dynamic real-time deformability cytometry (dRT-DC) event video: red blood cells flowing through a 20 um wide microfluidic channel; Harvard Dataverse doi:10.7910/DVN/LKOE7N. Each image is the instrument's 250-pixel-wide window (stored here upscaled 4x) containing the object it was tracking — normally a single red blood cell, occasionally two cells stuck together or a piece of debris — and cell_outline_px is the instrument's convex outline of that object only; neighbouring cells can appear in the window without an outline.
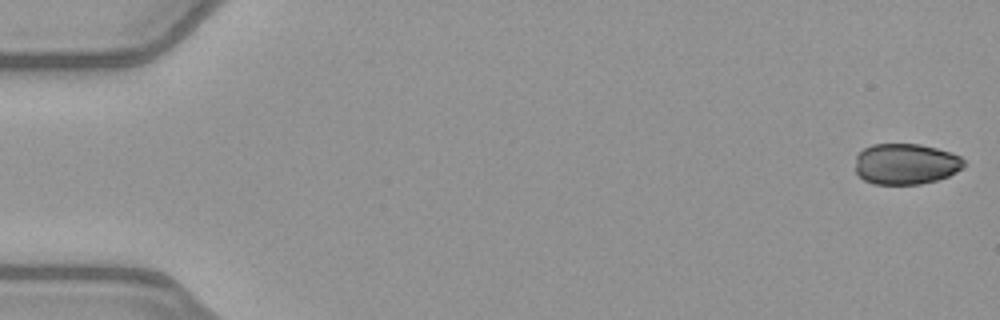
{"species": "common noctule bat (a hibernating species)", "species_latin": "Nyctalus noctula", "temperature_condition": "warm", "stored_images_in_passage": 51, "camera_frame_rate_fps": 3000, "um_per_image_px": 0.085, "animal": {"sex": "female", "body_mass_g": 21.9}, "frame": {"image": 1, "passage_image": 1, "time_ms": 0.0, "image_size_px": [1000, 320], "cell_outline_px": [[964, 168], [948, 176], [936, 180], [920, 184], [872, 184], [864, 180], [856, 172], [856, 156], [864, 148], [872, 144], [920, 144], [952, 152], [960, 156], [964, 160]], "centroid_in_image_um": [77.0, 13.93], "position_along_channel_um": 8.0, "area_um2": 26.01}}
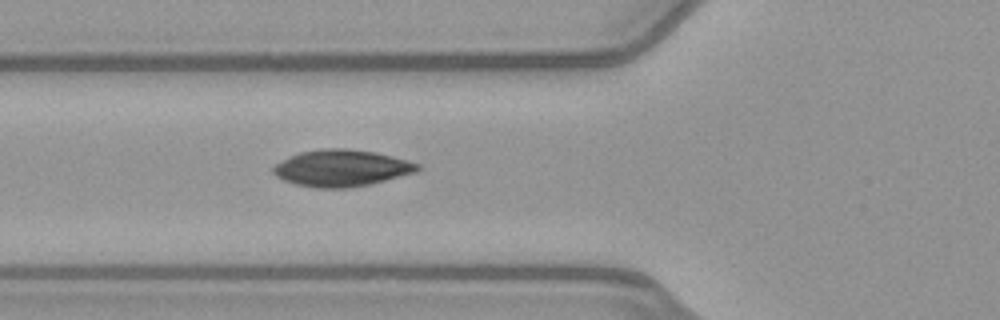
{"frame": {"image": 2, "passage_image": 19, "time_ms": 6.0, "image_size_px": [1000, 320], "cell_outline_px": [[420, 168], [416, 172], [368, 184], [348, 188], [316, 188], [296, 184], [284, 180], [276, 176], [272, 172], [272, 168], [276, 164], [288, 156], [300, 152], [324, 148], [344, 148], [376, 152], [392, 156], [420, 164]], "centroid_in_image_um": [29.0, 14.28], "position_along_channel_um": 96.8, "area_um2": 30.69}}
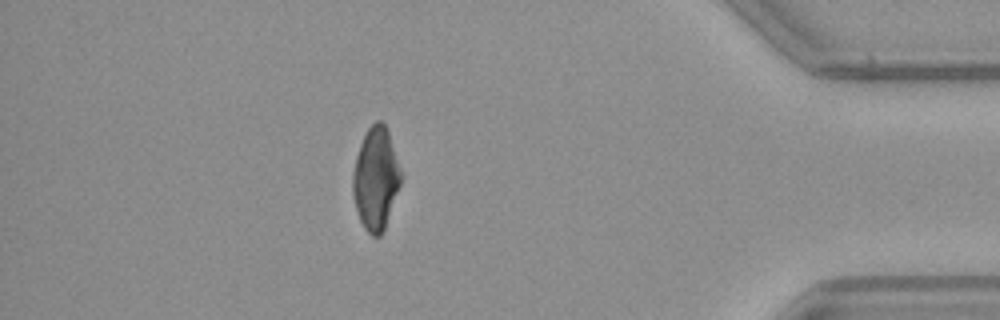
{"frame": {"image": 3, "passage_image": 45, "time_ms": 14.667, "image_size_px": [1000, 320], "cell_outline_px": [[400, 184], [384, 232], [380, 236], [372, 236], [364, 228], [360, 220], [356, 208], [352, 192], [352, 172], [356, 156], [360, 144], [368, 128], [376, 120], [380, 120], [384, 124], [388, 132], [400, 168]], "centroid_in_image_um": [31.92, 15.21], "position_along_channel_um": 403.3, "area_um2": 28.5}, "authors_computed_cell_mechanics": {"area_um2": 28.7266, "velocity_mm_per_s": 4.0288, "shape_relaxation_time_tau1_ms": 6.7788, "shape_relaxation_time_tau2_ms": 2.0007, "deformation_change_tau1": 0.1445, "deformation_change_tau2": 0.0457}}